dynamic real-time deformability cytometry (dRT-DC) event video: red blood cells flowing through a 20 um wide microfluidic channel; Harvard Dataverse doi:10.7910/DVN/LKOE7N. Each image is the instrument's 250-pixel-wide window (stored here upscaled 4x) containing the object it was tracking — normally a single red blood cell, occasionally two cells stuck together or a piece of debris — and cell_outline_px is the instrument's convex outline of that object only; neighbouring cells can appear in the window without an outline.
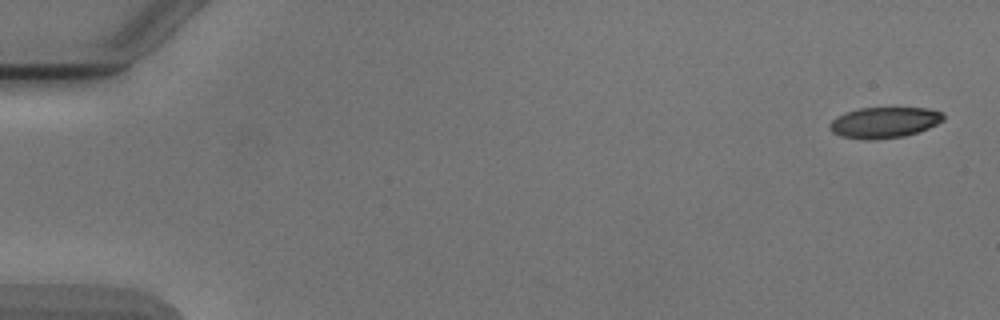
{"species": "Egyptian fruit bat (a non-hibernating species)", "species_latin": "Rousettus aegyptiacus", "temperature_condition": "cold", "stored_images_in_passage": 5, "camera_frame_rate_fps": 3000, "um_per_image_px": 0.085, "animal": {"sex": "male"}, "frame": {"image": 1, "passage_image": 1, "time_ms": 0.0, "image_size_px": [1000, 320], "cell_outline_px": [[944, 120], [928, 128], [904, 136], [876, 140], [868, 140], [840, 136], [832, 132], [828, 128], [828, 124], [836, 116], [860, 108], [928, 108], [944, 112]], "centroid_in_image_um": [75.15, 10.41], "position_along_channel_um": 9.8, "area_um2": 20.52}}
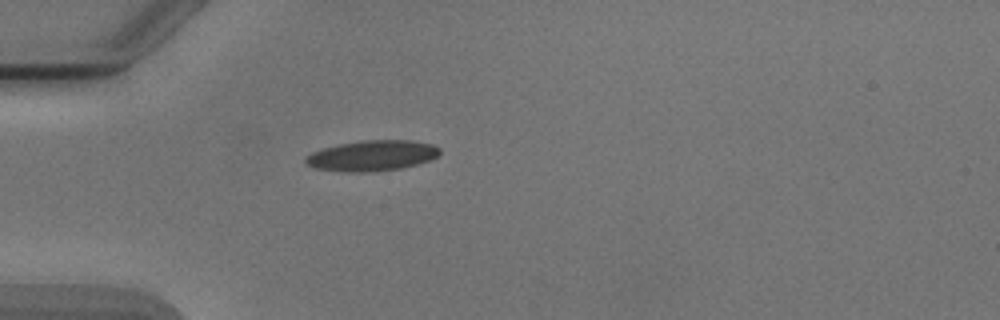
{"frame": {"image": 2, "passage_image": 5, "time_ms": 4.667, "image_size_px": [1000, 320], "cell_outline_px": [[440, 152], [432, 160], [400, 168], [372, 172], [344, 172], [316, 168], [308, 164], [304, 160], [312, 152], [324, 148], [340, 144], [364, 140], [412, 140], [432, 144], [440, 148]], "centroid_in_image_um": [31.66, 13.23], "position_along_channel_um": 53.3, "area_um2": 23.76}}